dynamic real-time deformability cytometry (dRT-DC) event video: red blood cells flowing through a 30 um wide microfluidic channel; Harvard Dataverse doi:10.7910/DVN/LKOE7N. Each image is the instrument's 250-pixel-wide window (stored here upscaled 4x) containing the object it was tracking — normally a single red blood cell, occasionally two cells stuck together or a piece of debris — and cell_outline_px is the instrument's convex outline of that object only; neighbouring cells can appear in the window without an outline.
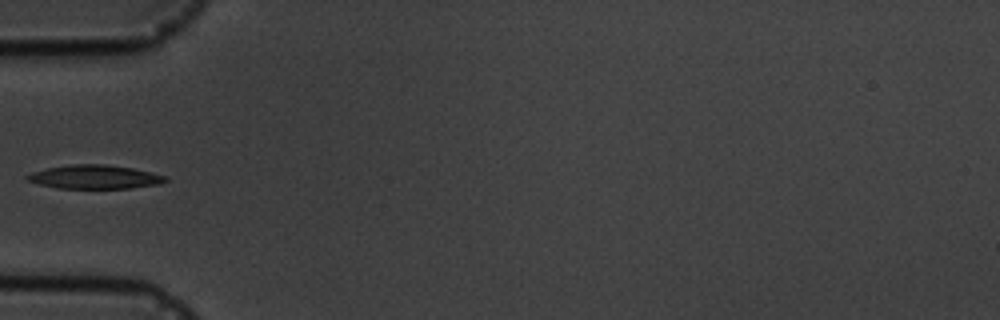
{"species": "common noctule bat (a hibernating species)", "species_latin": "Nyctalus noctula", "temperature_condition": "cold", "stored_images_in_passage": 2, "camera_frame_rate_fps": 3000, "um_per_image_px": 0.085, "animal": {"sex": "male", "body_mass_g": 19.5, "forearm_length_mm": 54.6}, "frame": {"image": 1, "passage_image": 1, "time_ms": 0.0, "image_size_px": [1000, 320], "cell_outline_px": [[168, 180], [160, 184], [132, 188], [56, 188], [24, 180], [24, 176], [32, 172], [48, 168], [72, 164], [104, 164], [132, 168], [152, 172], [164, 176]], "centroid_in_image_um": [8.02, 15.04], "position_along_channel_um": 77.0, "area_um2": 19.13}}
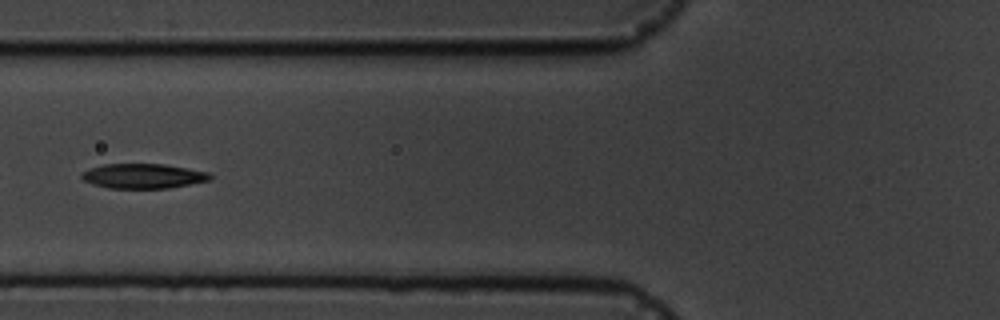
{"frame": {"image": 2, "passage_image": 2, "time_ms": 1.0, "image_size_px": [1000, 320], "cell_outline_px": [[212, 180], [168, 188], [108, 188], [92, 184], [84, 180], [80, 176], [84, 172], [92, 168], [104, 164], [164, 164], [188, 168], [208, 172], [212, 176]], "centroid_in_image_um": [12.21, 14.96], "position_along_channel_um": 113.6, "area_um2": 18.44}}